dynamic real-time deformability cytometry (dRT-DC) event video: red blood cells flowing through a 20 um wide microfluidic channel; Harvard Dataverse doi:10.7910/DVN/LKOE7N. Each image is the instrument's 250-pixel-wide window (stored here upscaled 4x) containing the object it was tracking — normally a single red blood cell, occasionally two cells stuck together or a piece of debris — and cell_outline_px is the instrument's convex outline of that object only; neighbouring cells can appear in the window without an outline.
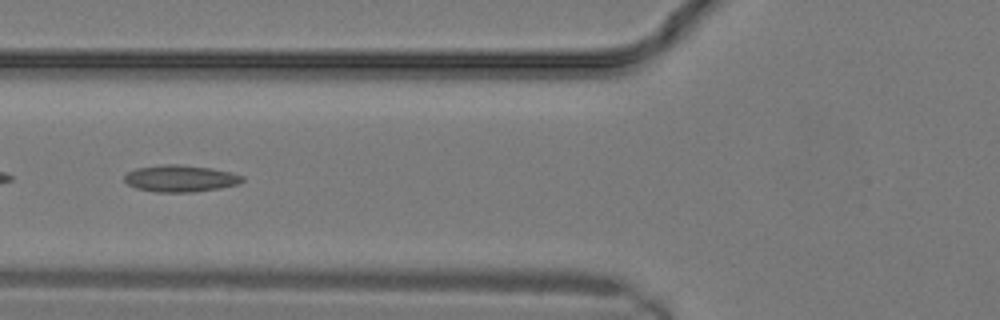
{"species": "common noctule bat (a hibernating species)", "species_latin": "Nyctalus noctula", "temperature_condition": "warm", "stored_images_in_passage": 11, "camera_frame_rate_fps": 3000, "um_per_image_px": 0.085, "animal": {"sex": "male", "body_mass_g": 19.2, "forearm_length_mm": 51.8}, "frame": {"image": 1, "passage_image": 10, "time_ms": 3.0, "image_size_px": [1000, 320], "cell_outline_px": [[244, 180], [240, 184], [220, 188], [192, 192], [156, 192], [136, 188], [128, 184], [124, 180], [124, 176], [128, 172], [136, 168], [164, 164], [176, 164], [212, 168], [232, 172], [244, 176]], "centroid_in_image_um": [15.36, 15.17], "position_along_channel_um": 110.4, "area_um2": 18.5}}